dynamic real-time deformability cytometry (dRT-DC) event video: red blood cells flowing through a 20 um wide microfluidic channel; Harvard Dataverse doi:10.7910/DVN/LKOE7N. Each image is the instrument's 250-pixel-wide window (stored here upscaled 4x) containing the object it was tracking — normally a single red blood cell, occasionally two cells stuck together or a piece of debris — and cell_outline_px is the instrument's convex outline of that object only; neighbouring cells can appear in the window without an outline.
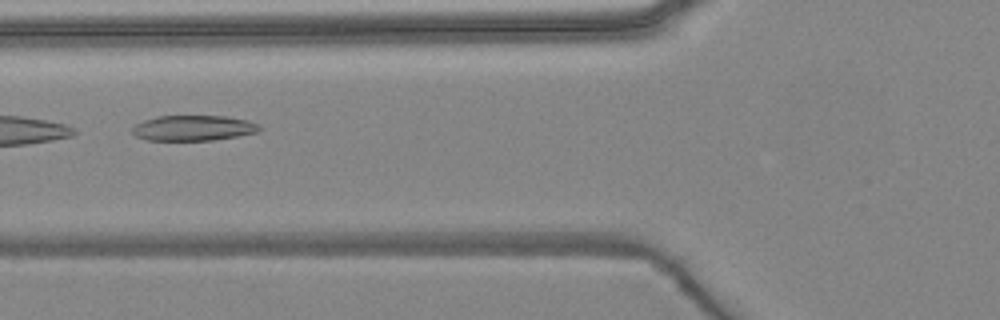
{"species": "common noctule bat (a hibernating species)", "species_latin": "Nyctalus noctula", "temperature_condition": "warm", "stored_images_in_passage": 5, "camera_frame_rate_fps": 3000, "um_per_image_px": 0.085, "animal": {"sex": "female", "body_mass_g": 24.6, "forearm_length_mm": 56.2}, "frame": {"image": 1, "passage_image": 4, "time_ms": 4.667, "image_size_px": [1000, 320], "cell_outline_px": [[260, 128], [256, 132], [236, 136], [212, 140], [144, 140], [136, 136], [132, 132], [132, 128], [136, 124], [144, 120], [156, 116], [224, 116], [248, 120], [260, 124]], "centroid_in_image_um": [16.41, 10.88], "position_along_channel_um": 109.4, "area_um2": 18.73}}
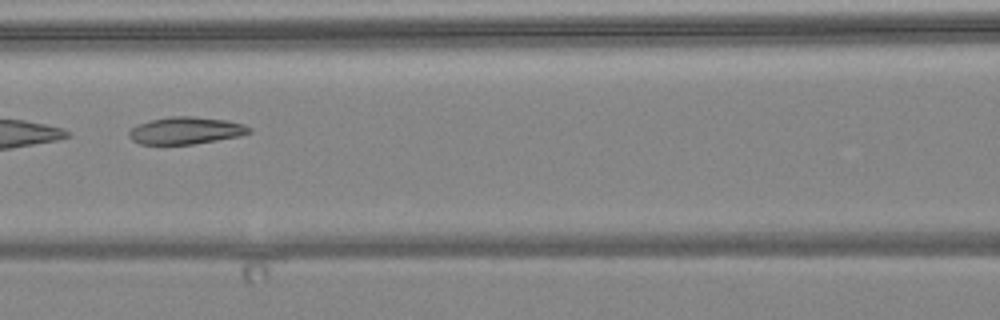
{"frame": {"image": 2, "passage_image": 5, "time_ms": 5.667, "image_size_px": [1000, 320], "cell_outline_px": [[252, 132], [240, 136], [192, 144], [140, 144], [132, 140], [128, 136], [128, 132], [132, 128], [140, 124], [152, 120], [168, 116], [188, 116], [224, 120], [244, 124], [252, 128]], "centroid_in_image_um": [15.8, 11.1], "position_along_channel_um": 150.8, "area_um2": 18.84}}